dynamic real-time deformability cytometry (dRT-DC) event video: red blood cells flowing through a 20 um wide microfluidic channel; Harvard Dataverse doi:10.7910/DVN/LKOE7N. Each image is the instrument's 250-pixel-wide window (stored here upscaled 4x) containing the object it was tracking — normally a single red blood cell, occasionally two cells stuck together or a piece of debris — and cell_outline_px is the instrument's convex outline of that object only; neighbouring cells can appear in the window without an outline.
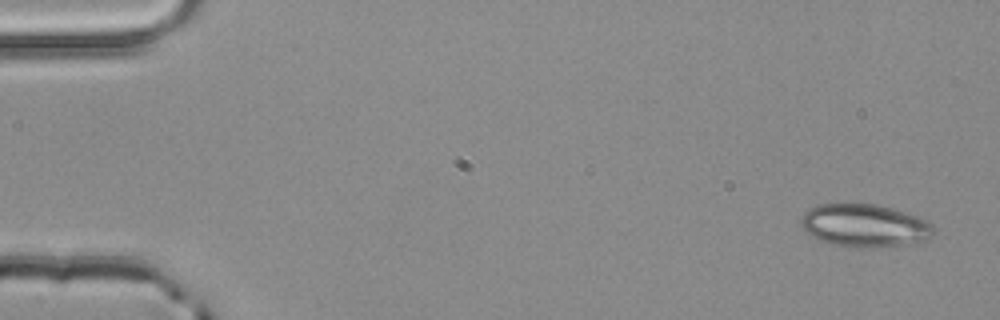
{"species": "common noctule bat (a hibernating species)", "species_latin": "Nyctalus noctula", "temperature_condition": "room temperature", "stored_images_in_passage": 4, "camera_frame_rate_fps": 3000, "um_per_image_px": 0.085, "animal": {"sex": "male", "body_mass_g": 20.4}, "frame": {"image": 1, "passage_image": 1, "time_ms": 0.0, "image_size_px": [1000, 320], "cell_outline_px": [[936, 232], [928, 240], [908, 244], [880, 248], [856, 248], [832, 244], [820, 240], [804, 232], [800, 224], [800, 220], [804, 212], [820, 204], [876, 204], [892, 208], [916, 216], [932, 224]], "centroid_in_image_um": [73.5, 19.2], "position_along_channel_um": 11.5, "area_um2": 33.47}}